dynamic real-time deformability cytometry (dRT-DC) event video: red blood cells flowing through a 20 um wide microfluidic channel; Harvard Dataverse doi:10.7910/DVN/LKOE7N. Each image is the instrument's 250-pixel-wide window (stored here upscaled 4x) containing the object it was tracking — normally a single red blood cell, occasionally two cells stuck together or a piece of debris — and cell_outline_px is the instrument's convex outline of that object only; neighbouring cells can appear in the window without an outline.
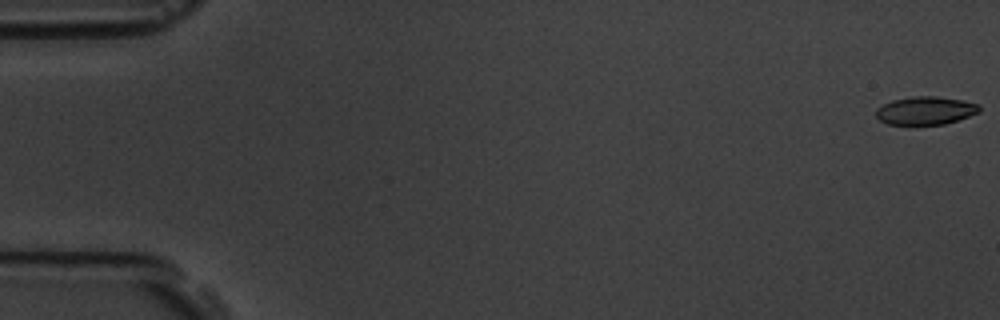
{"species": "common noctule bat (a hibernating species)", "species_latin": "Nyctalus noctula", "temperature_condition": "room temperature", "stored_images_in_passage": 6, "segment_of_instrument_passage": [1, 2], "camera_frame_rate_fps": 3000, "um_per_image_px": 0.085, "animal": {"sex": "male", "body_mass_g": 19.5, "forearm_length_mm": 54.6}, "frame": {"image": 1, "passage_image": 1, "time_ms": 0.0, "image_size_px": [1000, 320], "cell_outline_px": [[980, 112], [944, 124], [888, 124], [880, 120], [876, 116], [876, 108], [892, 100], [912, 96], [936, 96], [960, 100], [980, 104]], "centroid_in_image_um": [78.66, 9.39], "position_along_channel_um": 6.3, "area_um2": 16.76}}